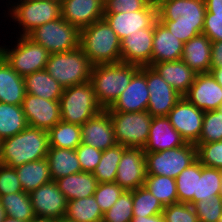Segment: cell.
Returning <instances> with one entry per match:
<instances>
[{
	"instance_id": "obj_38",
	"label": "cell",
	"mask_w": 222,
	"mask_h": 222,
	"mask_svg": "<svg viewBox=\"0 0 222 222\" xmlns=\"http://www.w3.org/2000/svg\"><path fill=\"white\" fill-rule=\"evenodd\" d=\"M143 186L154 195L164 207L178 203L174 178L159 175H146Z\"/></svg>"
},
{
	"instance_id": "obj_37",
	"label": "cell",
	"mask_w": 222,
	"mask_h": 222,
	"mask_svg": "<svg viewBox=\"0 0 222 222\" xmlns=\"http://www.w3.org/2000/svg\"><path fill=\"white\" fill-rule=\"evenodd\" d=\"M126 148L125 146L116 144L102 152L101 160L92 173L98 183L115 182L118 164Z\"/></svg>"
},
{
	"instance_id": "obj_31",
	"label": "cell",
	"mask_w": 222,
	"mask_h": 222,
	"mask_svg": "<svg viewBox=\"0 0 222 222\" xmlns=\"http://www.w3.org/2000/svg\"><path fill=\"white\" fill-rule=\"evenodd\" d=\"M23 192L30 193L51 181L47 158L15 167Z\"/></svg>"
},
{
	"instance_id": "obj_56",
	"label": "cell",
	"mask_w": 222,
	"mask_h": 222,
	"mask_svg": "<svg viewBox=\"0 0 222 222\" xmlns=\"http://www.w3.org/2000/svg\"><path fill=\"white\" fill-rule=\"evenodd\" d=\"M29 222H58V219L35 216Z\"/></svg>"
},
{
	"instance_id": "obj_49",
	"label": "cell",
	"mask_w": 222,
	"mask_h": 222,
	"mask_svg": "<svg viewBox=\"0 0 222 222\" xmlns=\"http://www.w3.org/2000/svg\"><path fill=\"white\" fill-rule=\"evenodd\" d=\"M23 192L15 168L0 163V196Z\"/></svg>"
},
{
	"instance_id": "obj_34",
	"label": "cell",
	"mask_w": 222,
	"mask_h": 222,
	"mask_svg": "<svg viewBox=\"0 0 222 222\" xmlns=\"http://www.w3.org/2000/svg\"><path fill=\"white\" fill-rule=\"evenodd\" d=\"M47 133L49 147L76 149L81 144V126L76 124L61 120Z\"/></svg>"
},
{
	"instance_id": "obj_8",
	"label": "cell",
	"mask_w": 222,
	"mask_h": 222,
	"mask_svg": "<svg viewBox=\"0 0 222 222\" xmlns=\"http://www.w3.org/2000/svg\"><path fill=\"white\" fill-rule=\"evenodd\" d=\"M117 144L125 147L144 148L148 141L152 116L143 112H108Z\"/></svg>"
},
{
	"instance_id": "obj_23",
	"label": "cell",
	"mask_w": 222,
	"mask_h": 222,
	"mask_svg": "<svg viewBox=\"0 0 222 222\" xmlns=\"http://www.w3.org/2000/svg\"><path fill=\"white\" fill-rule=\"evenodd\" d=\"M185 140L174 129L166 116L153 117L144 146L145 152H159L185 145Z\"/></svg>"
},
{
	"instance_id": "obj_32",
	"label": "cell",
	"mask_w": 222,
	"mask_h": 222,
	"mask_svg": "<svg viewBox=\"0 0 222 222\" xmlns=\"http://www.w3.org/2000/svg\"><path fill=\"white\" fill-rule=\"evenodd\" d=\"M28 126L22 105L0 102V139L10 138Z\"/></svg>"
},
{
	"instance_id": "obj_20",
	"label": "cell",
	"mask_w": 222,
	"mask_h": 222,
	"mask_svg": "<svg viewBox=\"0 0 222 222\" xmlns=\"http://www.w3.org/2000/svg\"><path fill=\"white\" fill-rule=\"evenodd\" d=\"M104 0H61V17L79 30L104 18Z\"/></svg>"
},
{
	"instance_id": "obj_26",
	"label": "cell",
	"mask_w": 222,
	"mask_h": 222,
	"mask_svg": "<svg viewBox=\"0 0 222 222\" xmlns=\"http://www.w3.org/2000/svg\"><path fill=\"white\" fill-rule=\"evenodd\" d=\"M181 59L197 74L211 70V40L199 34L184 43Z\"/></svg>"
},
{
	"instance_id": "obj_59",
	"label": "cell",
	"mask_w": 222,
	"mask_h": 222,
	"mask_svg": "<svg viewBox=\"0 0 222 222\" xmlns=\"http://www.w3.org/2000/svg\"><path fill=\"white\" fill-rule=\"evenodd\" d=\"M58 222H76V221L69 220V219L66 218V217H62V218L58 219Z\"/></svg>"
},
{
	"instance_id": "obj_3",
	"label": "cell",
	"mask_w": 222,
	"mask_h": 222,
	"mask_svg": "<svg viewBox=\"0 0 222 222\" xmlns=\"http://www.w3.org/2000/svg\"><path fill=\"white\" fill-rule=\"evenodd\" d=\"M140 66L128 63L100 64L92 67L90 82L98 104L105 110L124 92Z\"/></svg>"
},
{
	"instance_id": "obj_21",
	"label": "cell",
	"mask_w": 222,
	"mask_h": 222,
	"mask_svg": "<svg viewBox=\"0 0 222 222\" xmlns=\"http://www.w3.org/2000/svg\"><path fill=\"white\" fill-rule=\"evenodd\" d=\"M160 21L204 22V0H155Z\"/></svg>"
},
{
	"instance_id": "obj_57",
	"label": "cell",
	"mask_w": 222,
	"mask_h": 222,
	"mask_svg": "<svg viewBox=\"0 0 222 222\" xmlns=\"http://www.w3.org/2000/svg\"><path fill=\"white\" fill-rule=\"evenodd\" d=\"M5 217H6L5 210L0 202V222H2L5 219Z\"/></svg>"
},
{
	"instance_id": "obj_53",
	"label": "cell",
	"mask_w": 222,
	"mask_h": 222,
	"mask_svg": "<svg viewBox=\"0 0 222 222\" xmlns=\"http://www.w3.org/2000/svg\"><path fill=\"white\" fill-rule=\"evenodd\" d=\"M206 13L222 14V0H204Z\"/></svg>"
},
{
	"instance_id": "obj_62",
	"label": "cell",
	"mask_w": 222,
	"mask_h": 222,
	"mask_svg": "<svg viewBox=\"0 0 222 222\" xmlns=\"http://www.w3.org/2000/svg\"><path fill=\"white\" fill-rule=\"evenodd\" d=\"M218 110L222 113V105L218 108Z\"/></svg>"
},
{
	"instance_id": "obj_54",
	"label": "cell",
	"mask_w": 222,
	"mask_h": 222,
	"mask_svg": "<svg viewBox=\"0 0 222 222\" xmlns=\"http://www.w3.org/2000/svg\"><path fill=\"white\" fill-rule=\"evenodd\" d=\"M131 222H165V220L163 214H157L147 217L133 216Z\"/></svg>"
},
{
	"instance_id": "obj_13",
	"label": "cell",
	"mask_w": 222,
	"mask_h": 222,
	"mask_svg": "<svg viewBox=\"0 0 222 222\" xmlns=\"http://www.w3.org/2000/svg\"><path fill=\"white\" fill-rule=\"evenodd\" d=\"M147 66H141L107 112H143L148 108Z\"/></svg>"
},
{
	"instance_id": "obj_40",
	"label": "cell",
	"mask_w": 222,
	"mask_h": 222,
	"mask_svg": "<svg viewBox=\"0 0 222 222\" xmlns=\"http://www.w3.org/2000/svg\"><path fill=\"white\" fill-rule=\"evenodd\" d=\"M133 216L162 214L164 206L144 186L132 190Z\"/></svg>"
},
{
	"instance_id": "obj_14",
	"label": "cell",
	"mask_w": 222,
	"mask_h": 222,
	"mask_svg": "<svg viewBox=\"0 0 222 222\" xmlns=\"http://www.w3.org/2000/svg\"><path fill=\"white\" fill-rule=\"evenodd\" d=\"M147 85V111L152 117L167 116L182 97L151 66H147Z\"/></svg>"
},
{
	"instance_id": "obj_6",
	"label": "cell",
	"mask_w": 222,
	"mask_h": 222,
	"mask_svg": "<svg viewBox=\"0 0 222 222\" xmlns=\"http://www.w3.org/2000/svg\"><path fill=\"white\" fill-rule=\"evenodd\" d=\"M27 37L50 54L72 51L80 46V30L62 17L37 27Z\"/></svg>"
},
{
	"instance_id": "obj_12",
	"label": "cell",
	"mask_w": 222,
	"mask_h": 222,
	"mask_svg": "<svg viewBox=\"0 0 222 222\" xmlns=\"http://www.w3.org/2000/svg\"><path fill=\"white\" fill-rule=\"evenodd\" d=\"M204 113L181 97L166 117L186 143L196 144L202 131Z\"/></svg>"
},
{
	"instance_id": "obj_5",
	"label": "cell",
	"mask_w": 222,
	"mask_h": 222,
	"mask_svg": "<svg viewBox=\"0 0 222 222\" xmlns=\"http://www.w3.org/2000/svg\"><path fill=\"white\" fill-rule=\"evenodd\" d=\"M59 103L61 120L79 126L103 110L90 81L64 88Z\"/></svg>"
},
{
	"instance_id": "obj_52",
	"label": "cell",
	"mask_w": 222,
	"mask_h": 222,
	"mask_svg": "<svg viewBox=\"0 0 222 222\" xmlns=\"http://www.w3.org/2000/svg\"><path fill=\"white\" fill-rule=\"evenodd\" d=\"M222 65V41L211 42V68Z\"/></svg>"
},
{
	"instance_id": "obj_15",
	"label": "cell",
	"mask_w": 222,
	"mask_h": 222,
	"mask_svg": "<svg viewBox=\"0 0 222 222\" xmlns=\"http://www.w3.org/2000/svg\"><path fill=\"white\" fill-rule=\"evenodd\" d=\"M146 161L143 148L127 147L118 164L115 183L125 191L135 190L144 185Z\"/></svg>"
},
{
	"instance_id": "obj_61",
	"label": "cell",
	"mask_w": 222,
	"mask_h": 222,
	"mask_svg": "<svg viewBox=\"0 0 222 222\" xmlns=\"http://www.w3.org/2000/svg\"><path fill=\"white\" fill-rule=\"evenodd\" d=\"M47 1L61 2V0H47Z\"/></svg>"
},
{
	"instance_id": "obj_50",
	"label": "cell",
	"mask_w": 222,
	"mask_h": 222,
	"mask_svg": "<svg viewBox=\"0 0 222 222\" xmlns=\"http://www.w3.org/2000/svg\"><path fill=\"white\" fill-rule=\"evenodd\" d=\"M152 0H105L104 13L135 12L143 10Z\"/></svg>"
},
{
	"instance_id": "obj_41",
	"label": "cell",
	"mask_w": 222,
	"mask_h": 222,
	"mask_svg": "<svg viewBox=\"0 0 222 222\" xmlns=\"http://www.w3.org/2000/svg\"><path fill=\"white\" fill-rule=\"evenodd\" d=\"M133 218L132 190L124 191L113 206L104 213L102 222H131Z\"/></svg>"
},
{
	"instance_id": "obj_30",
	"label": "cell",
	"mask_w": 222,
	"mask_h": 222,
	"mask_svg": "<svg viewBox=\"0 0 222 222\" xmlns=\"http://www.w3.org/2000/svg\"><path fill=\"white\" fill-rule=\"evenodd\" d=\"M26 93L46 100L59 101L64 88L45 70L24 77Z\"/></svg>"
},
{
	"instance_id": "obj_46",
	"label": "cell",
	"mask_w": 222,
	"mask_h": 222,
	"mask_svg": "<svg viewBox=\"0 0 222 222\" xmlns=\"http://www.w3.org/2000/svg\"><path fill=\"white\" fill-rule=\"evenodd\" d=\"M169 31L181 42L185 43L191 38L202 34L204 22L188 21H161Z\"/></svg>"
},
{
	"instance_id": "obj_28",
	"label": "cell",
	"mask_w": 222,
	"mask_h": 222,
	"mask_svg": "<svg viewBox=\"0 0 222 222\" xmlns=\"http://www.w3.org/2000/svg\"><path fill=\"white\" fill-rule=\"evenodd\" d=\"M67 201L94 195L98 181L92 173L79 172L55 180Z\"/></svg>"
},
{
	"instance_id": "obj_36",
	"label": "cell",
	"mask_w": 222,
	"mask_h": 222,
	"mask_svg": "<svg viewBox=\"0 0 222 222\" xmlns=\"http://www.w3.org/2000/svg\"><path fill=\"white\" fill-rule=\"evenodd\" d=\"M201 171L202 164L197 159L176 177L178 202L193 206V197L197 196L198 177H201Z\"/></svg>"
},
{
	"instance_id": "obj_35",
	"label": "cell",
	"mask_w": 222,
	"mask_h": 222,
	"mask_svg": "<svg viewBox=\"0 0 222 222\" xmlns=\"http://www.w3.org/2000/svg\"><path fill=\"white\" fill-rule=\"evenodd\" d=\"M0 202L8 217L24 222L35 217L29 193L17 192L0 196Z\"/></svg>"
},
{
	"instance_id": "obj_19",
	"label": "cell",
	"mask_w": 222,
	"mask_h": 222,
	"mask_svg": "<svg viewBox=\"0 0 222 222\" xmlns=\"http://www.w3.org/2000/svg\"><path fill=\"white\" fill-rule=\"evenodd\" d=\"M154 25L141 29L123 38L121 43V62L138 66H151Z\"/></svg>"
},
{
	"instance_id": "obj_58",
	"label": "cell",
	"mask_w": 222,
	"mask_h": 222,
	"mask_svg": "<svg viewBox=\"0 0 222 222\" xmlns=\"http://www.w3.org/2000/svg\"><path fill=\"white\" fill-rule=\"evenodd\" d=\"M2 222H24V221H19L17 219L6 216Z\"/></svg>"
},
{
	"instance_id": "obj_25",
	"label": "cell",
	"mask_w": 222,
	"mask_h": 222,
	"mask_svg": "<svg viewBox=\"0 0 222 222\" xmlns=\"http://www.w3.org/2000/svg\"><path fill=\"white\" fill-rule=\"evenodd\" d=\"M151 67L182 97L187 94L197 75L182 59L154 63Z\"/></svg>"
},
{
	"instance_id": "obj_42",
	"label": "cell",
	"mask_w": 222,
	"mask_h": 222,
	"mask_svg": "<svg viewBox=\"0 0 222 222\" xmlns=\"http://www.w3.org/2000/svg\"><path fill=\"white\" fill-rule=\"evenodd\" d=\"M222 141V113L216 109L204 113L202 131L197 143Z\"/></svg>"
},
{
	"instance_id": "obj_2",
	"label": "cell",
	"mask_w": 222,
	"mask_h": 222,
	"mask_svg": "<svg viewBox=\"0 0 222 222\" xmlns=\"http://www.w3.org/2000/svg\"><path fill=\"white\" fill-rule=\"evenodd\" d=\"M80 47L92 65L121 62V43L103 18L80 30Z\"/></svg>"
},
{
	"instance_id": "obj_48",
	"label": "cell",
	"mask_w": 222,
	"mask_h": 222,
	"mask_svg": "<svg viewBox=\"0 0 222 222\" xmlns=\"http://www.w3.org/2000/svg\"><path fill=\"white\" fill-rule=\"evenodd\" d=\"M75 151L81 165V171L93 173L101 160L103 151L83 143Z\"/></svg>"
},
{
	"instance_id": "obj_1",
	"label": "cell",
	"mask_w": 222,
	"mask_h": 222,
	"mask_svg": "<svg viewBox=\"0 0 222 222\" xmlns=\"http://www.w3.org/2000/svg\"><path fill=\"white\" fill-rule=\"evenodd\" d=\"M48 150L47 131L27 126L20 133L2 140L0 163L15 168L46 158Z\"/></svg>"
},
{
	"instance_id": "obj_9",
	"label": "cell",
	"mask_w": 222,
	"mask_h": 222,
	"mask_svg": "<svg viewBox=\"0 0 222 222\" xmlns=\"http://www.w3.org/2000/svg\"><path fill=\"white\" fill-rule=\"evenodd\" d=\"M13 4L9 9L10 17L22 26L20 36H27L37 27L61 17V2L18 0Z\"/></svg>"
},
{
	"instance_id": "obj_11",
	"label": "cell",
	"mask_w": 222,
	"mask_h": 222,
	"mask_svg": "<svg viewBox=\"0 0 222 222\" xmlns=\"http://www.w3.org/2000/svg\"><path fill=\"white\" fill-rule=\"evenodd\" d=\"M104 19L108 22L120 41L144 28L152 27L158 20V8L155 0H152L143 10L135 12L104 13Z\"/></svg>"
},
{
	"instance_id": "obj_60",
	"label": "cell",
	"mask_w": 222,
	"mask_h": 222,
	"mask_svg": "<svg viewBox=\"0 0 222 222\" xmlns=\"http://www.w3.org/2000/svg\"><path fill=\"white\" fill-rule=\"evenodd\" d=\"M1 145H2V140L0 139V156H1Z\"/></svg>"
},
{
	"instance_id": "obj_18",
	"label": "cell",
	"mask_w": 222,
	"mask_h": 222,
	"mask_svg": "<svg viewBox=\"0 0 222 222\" xmlns=\"http://www.w3.org/2000/svg\"><path fill=\"white\" fill-rule=\"evenodd\" d=\"M184 97L204 112L213 111L222 105V86L210 72L197 74Z\"/></svg>"
},
{
	"instance_id": "obj_43",
	"label": "cell",
	"mask_w": 222,
	"mask_h": 222,
	"mask_svg": "<svg viewBox=\"0 0 222 222\" xmlns=\"http://www.w3.org/2000/svg\"><path fill=\"white\" fill-rule=\"evenodd\" d=\"M197 159L203 166L222 169V141L196 143Z\"/></svg>"
},
{
	"instance_id": "obj_27",
	"label": "cell",
	"mask_w": 222,
	"mask_h": 222,
	"mask_svg": "<svg viewBox=\"0 0 222 222\" xmlns=\"http://www.w3.org/2000/svg\"><path fill=\"white\" fill-rule=\"evenodd\" d=\"M25 95L24 77L13 70L0 56V102L22 105Z\"/></svg>"
},
{
	"instance_id": "obj_17",
	"label": "cell",
	"mask_w": 222,
	"mask_h": 222,
	"mask_svg": "<svg viewBox=\"0 0 222 222\" xmlns=\"http://www.w3.org/2000/svg\"><path fill=\"white\" fill-rule=\"evenodd\" d=\"M29 194L35 216L53 219L65 217L68 201L55 181L51 180Z\"/></svg>"
},
{
	"instance_id": "obj_16",
	"label": "cell",
	"mask_w": 222,
	"mask_h": 222,
	"mask_svg": "<svg viewBox=\"0 0 222 222\" xmlns=\"http://www.w3.org/2000/svg\"><path fill=\"white\" fill-rule=\"evenodd\" d=\"M22 108L28 126L48 131L61 121L59 101L46 100L26 93Z\"/></svg>"
},
{
	"instance_id": "obj_4",
	"label": "cell",
	"mask_w": 222,
	"mask_h": 222,
	"mask_svg": "<svg viewBox=\"0 0 222 222\" xmlns=\"http://www.w3.org/2000/svg\"><path fill=\"white\" fill-rule=\"evenodd\" d=\"M92 67L79 46L72 51L50 54L45 70L63 88H67L90 81Z\"/></svg>"
},
{
	"instance_id": "obj_51",
	"label": "cell",
	"mask_w": 222,
	"mask_h": 222,
	"mask_svg": "<svg viewBox=\"0 0 222 222\" xmlns=\"http://www.w3.org/2000/svg\"><path fill=\"white\" fill-rule=\"evenodd\" d=\"M202 34L211 42L222 41V14L205 13Z\"/></svg>"
},
{
	"instance_id": "obj_33",
	"label": "cell",
	"mask_w": 222,
	"mask_h": 222,
	"mask_svg": "<svg viewBox=\"0 0 222 222\" xmlns=\"http://www.w3.org/2000/svg\"><path fill=\"white\" fill-rule=\"evenodd\" d=\"M104 214L94 195L67 202L65 217L76 222H102Z\"/></svg>"
},
{
	"instance_id": "obj_24",
	"label": "cell",
	"mask_w": 222,
	"mask_h": 222,
	"mask_svg": "<svg viewBox=\"0 0 222 222\" xmlns=\"http://www.w3.org/2000/svg\"><path fill=\"white\" fill-rule=\"evenodd\" d=\"M183 47L184 43L176 38L160 20L155 22L151 66L154 63L180 60Z\"/></svg>"
},
{
	"instance_id": "obj_10",
	"label": "cell",
	"mask_w": 222,
	"mask_h": 222,
	"mask_svg": "<svg viewBox=\"0 0 222 222\" xmlns=\"http://www.w3.org/2000/svg\"><path fill=\"white\" fill-rule=\"evenodd\" d=\"M11 50L1 47V56L20 76L45 69L50 53L27 36H20Z\"/></svg>"
},
{
	"instance_id": "obj_45",
	"label": "cell",
	"mask_w": 222,
	"mask_h": 222,
	"mask_svg": "<svg viewBox=\"0 0 222 222\" xmlns=\"http://www.w3.org/2000/svg\"><path fill=\"white\" fill-rule=\"evenodd\" d=\"M124 191L115 182L98 183L94 197L103 214L113 206Z\"/></svg>"
},
{
	"instance_id": "obj_29",
	"label": "cell",
	"mask_w": 222,
	"mask_h": 222,
	"mask_svg": "<svg viewBox=\"0 0 222 222\" xmlns=\"http://www.w3.org/2000/svg\"><path fill=\"white\" fill-rule=\"evenodd\" d=\"M46 158L53 181L82 172L75 149L49 147Z\"/></svg>"
},
{
	"instance_id": "obj_44",
	"label": "cell",
	"mask_w": 222,
	"mask_h": 222,
	"mask_svg": "<svg viewBox=\"0 0 222 222\" xmlns=\"http://www.w3.org/2000/svg\"><path fill=\"white\" fill-rule=\"evenodd\" d=\"M193 207L199 222H219L222 215V196L196 202Z\"/></svg>"
},
{
	"instance_id": "obj_39",
	"label": "cell",
	"mask_w": 222,
	"mask_h": 222,
	"mask_svg": "<svg viewBox=\"0 0 222 222\" xmlns=\"http://www.w3.org/2000/svg\"><path fill=\"white\" fill-rule=\"evenodd\" d=\"M222 169L202 165L201 177H198L197 196L193 197V205L204 199H214L221 195Z\"/></svg>"
},
{
	"instance_id": "obj_55",
	"label": "cell",
	"mask_w": 222,
	"mask_h": 222,
	"mask_svg": "<svg viewBox=\"0 0 222 222\" xmlns=\"http://www.w3.org/2000/svg\"><path fill=\"white\" fill-rule=\"evenodd\" d=\"M210 73L215 78V80L222 86V65L219 67L211 68Z\"/></svg>"
},
{
	"instance_id": "obj_7",
	"label": "cell",
	"mask_w": 222,
	"mask_h": 222,
	"mask_svg": "<svg viewBox=\"0 0 222 222\" xmlns=\"http://www.w3.org/2000/svg\"><path fill=\"white\" fill-rule=\"evenodd\" d=\"M196 160L197 147L192 143L165 151L145 152L146 174L176 179Z\"/></svg>"
},
{
	"instance_id": "obj_47",
	"label": "cell",
	"mask_w": 222,
	"mask_h": 222,
	"mask_svg": "<svg viewBox=\"0 0 222 222\" xmlns=\"http://www.w3.org/2000/svg\"><path fill=\"white\" fill-rule=\"evenodd\" d=\"M162 214L165 222H199L194 207L186 203L165 206Z\"/></svg>"
},
{
	"instance_id": "obj_22",
	"label": "cell",
	"mask_w": 222,
	"mask_h": 222,
	"mask_svg": "<svg viewBox=\"0 0 222 222\" xmlns=\"http://www.w3.org/2000/svg\"><path fill=\"white\" fill-rule=\"evenodd\" d=\"M81 143L107 150L117 144L110 114L102 110L99 114L81 125Z\"/></svg>"
}]
</instances>
